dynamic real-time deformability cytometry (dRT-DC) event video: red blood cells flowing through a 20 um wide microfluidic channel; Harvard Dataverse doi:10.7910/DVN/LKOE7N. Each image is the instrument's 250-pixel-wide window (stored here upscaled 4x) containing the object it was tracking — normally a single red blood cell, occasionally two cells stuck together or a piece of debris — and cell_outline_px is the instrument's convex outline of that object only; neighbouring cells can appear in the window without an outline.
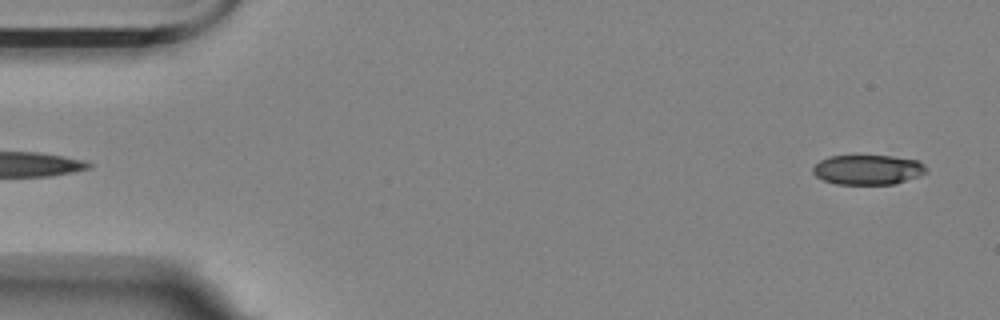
{"species": "Egyptian fruit bat (a non-hibernating species)", "species_latin": "Rousettus aegyptiacus", "temperature_condition": "room temperature", "stored_images_in_passage": 56, "camera_frame_rate_fps": 3000, "um_per_image_px": 0.085, "animal": {"sex": "female"}, "frame": {"image": 1, "passage_image": 2, "time_ms": 0.333, "image_size_px": [1000, 320], "cell_outline_px": [[928, 172], [920, 176], [892, 184], [836, 184], [824, 180], [816, 176], [812, 172], [812, 168], [820, 160], [828, 156], [892, 156], [916, 160], [924, 164], [928, 168]], "centroid_in_image_um": [73.78, 14.42], "position_along_channel_um": 11.2, "area_um2": 19.71}}
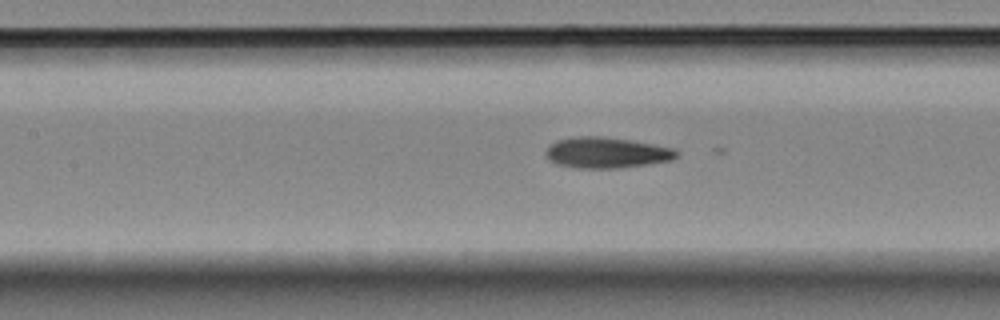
{"frame": {"image": 2, "passage_image": 24, "time_ms": 7.667, "image_size_px": [1000, 320], "cell_outline_px": [[680, 152], [672, 160], [648, 164], [620, 168], [576, 168], [556, 164], [548, 160], [544, 152], [548, 144], [556, 140], [576, 136], [600, 136], [632, 140], [676, 148]], "centroid_in_image_um": [51.53, 12.97], "position_along_channel_um": 155.9, "area_um2": 23.93}}
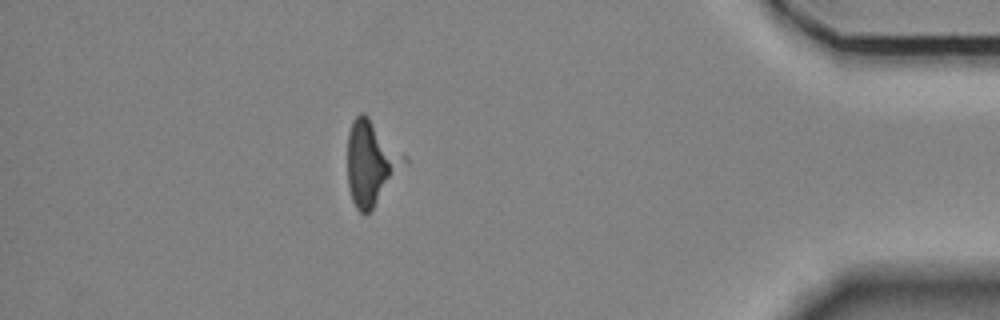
{"frame": {"image": 3, "passage_image": 49, "time_ms": 16.0, "image_size_px": [1000, 320], "cell_outline_px": [[408, 164], [372, 208], [368, 212], [360, 212], [356, 208], [352, 200], [348, 184], [348, 132], [352, 120], [360, 112], [364, 112], [368, 116], [408, 160]], "centroid_in_image_um": [31.54, 13.82], "position_along_channel_um": 403.7, "area_um2": 27.46}}